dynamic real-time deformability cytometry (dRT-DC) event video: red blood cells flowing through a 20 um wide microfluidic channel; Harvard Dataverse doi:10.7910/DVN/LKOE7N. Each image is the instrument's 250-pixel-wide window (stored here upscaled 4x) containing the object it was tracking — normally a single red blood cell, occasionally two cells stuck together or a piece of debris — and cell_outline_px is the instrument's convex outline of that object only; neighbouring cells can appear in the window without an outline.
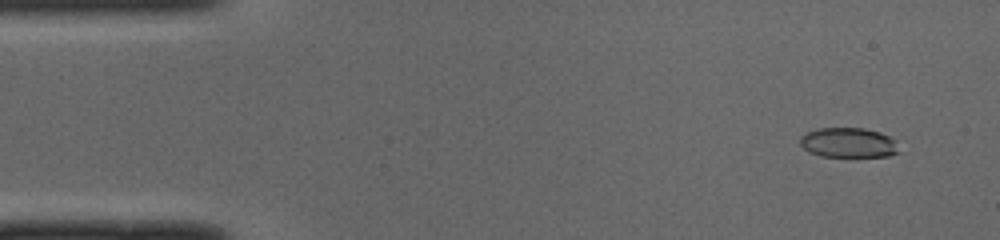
{"species": "common noctule bat (a hibernating species)", "species_latin": "Nyctalus noctula", "temperature_condition": "cold", "stored_images_in_passage": 50, "camera_frame_rate_fps": 3000, "um_per_image_px": 0.085, "animal": {"sex": "male", "body_mass_g": 19.0, "forearm_length_mm": 50.8}, "frame": {"image": 1, "passage_image": 4, "time_ms": 1.0, "image_size_px": [1000, 240], "cell_outline_px": [[900, 152], [888, 156], [820, 156], [808, 152], [800, 144], [800, 136], [816, 128], [864, 128], [880, 132], [896, 140]], "centroid_in_image_um": [72.12, 12.12], "position_along_channel_um": 12.9, "area_um2": 17.28}}
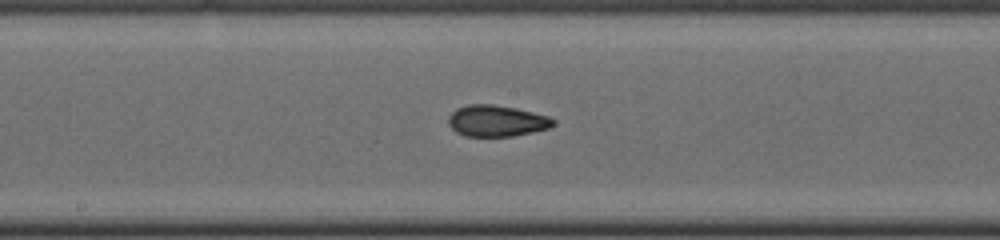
{"frame": {"image": 2, "passage_image": 26, "time_ms": 8.333, "image_size_px": [1000, 240], "cell_outline_px": [[556, 124], [548, 128], [532, 132], [512, 136], [464, 136], [456, 132], [448, 124], [448, 116], [456, 108], [468, 104], [492, 104], [516, 108], [548, 116], [556, 120]], "centroid_in_image_um": [42.2, 10.27], "position_along_channel_um": 206.0, "area_um2": 19.19}}
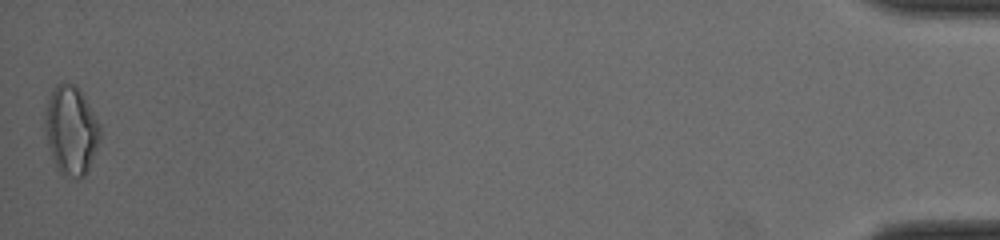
{"frame": {"image": 3, "passage_image": 50, "time_ms": 16.333, "image_size_px": [1000, 240], "cell_outline_px": [[100, 140], [88, 168], [84, 176], [80, 180], [76, 180], [64, 176], [56, 168], [52, 160], [44, 132], [44, 104], [52, 88], [56, 84], [72, 84], [80, 92], [88, 104], [100, 124]], "centroid_in_image_um": [5.99, 11.11], "position_along_channel_um": 429.2, "area_um2": 28.84}, "authors_computed_cell_mechanics": {"area_um2": 18.9584, "velocity_mm_per_s": 4.0319, "shape_relaxation_time_tau1_ms": null, "shape_relaxation_time_tau2_ms": 2.2169, "deformation_change_tau1": null, "deformation_change_tau2": 0.0789}}